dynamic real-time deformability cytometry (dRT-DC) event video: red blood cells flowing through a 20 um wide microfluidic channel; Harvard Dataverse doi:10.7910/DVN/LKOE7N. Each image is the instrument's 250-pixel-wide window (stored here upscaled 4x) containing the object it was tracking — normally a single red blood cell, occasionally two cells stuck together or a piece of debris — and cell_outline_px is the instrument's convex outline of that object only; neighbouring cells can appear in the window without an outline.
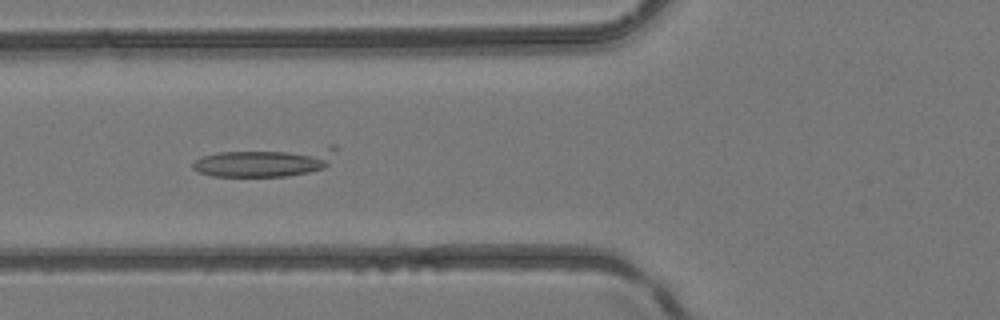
{"species": "common noctule bat (a hibernating species)", "species_latin": "Nyctalus noctula", "temperature_condition": "room temperature", "stored_images_in_passage": 51, "camera_frame_rate_fps": 3000, "um_per_image_px": 0.085, "animal": {"sex": "female", "body_mass_g": 24.6, "forearm_length_mm": 56.2}, "frame": {"image": 1, "passage_image": 20, "time_ms": 6.333, "image_size_px": [1000, 320], "cell_outline_px": [[336, 148], [328, 164], [324, 168], [308, 172], [284, 176], [212, 176], [200, 172], [192, 168], [192, 164], [200, 156], [216, 152], [328, 144], [336, 144]], "centroid_in_image_um": [22.61, 13.71], "position_along_channel_um": 103.2, "area_um2": 24.97}}
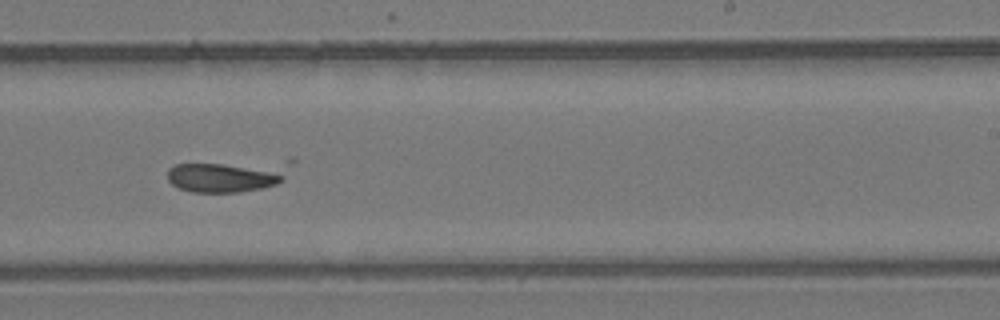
{"frame": {"image": 2, "passage_image": 32, "time_ms": 10.333, "image_size_px": [1000, 320], "cell_outline_px": [[284, 180], [276, 184], [260, 188], [240, 192], [192, 192], [180, 188], [172, 184], [168, 180], [168, 168], [176, 164], [220, 164], [284, 172]], "centroid_in_image_um": [18.81, 15.12], "position_along_channel_um": 270.2, "area_um2": 19.13}}
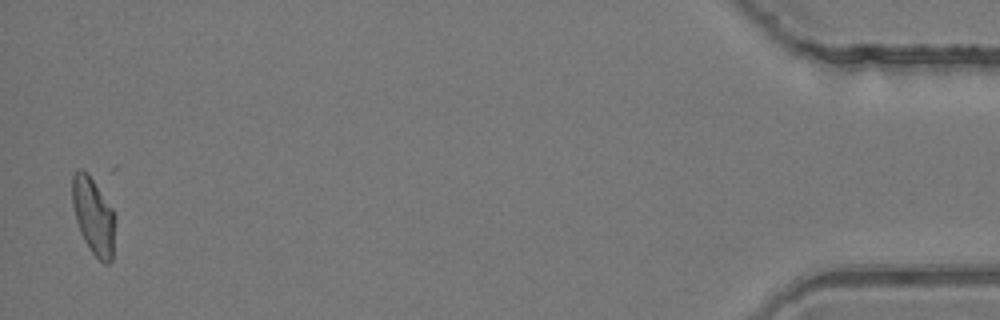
{"frame": {"image": 3, "passage_image": 50, "time_ms": 16.333, "image_size_px": [1000, 320], "cell_outline_px": [[116, 216], [112, 260], [108, 264], [104, 264], [92, 252], [84, 240], [80, 232], [76, 220], [72, 204], [72, 176], [80, 168], [88, 172], [112, 208]], "centroid_in_image_um": [7.95, 18.36], "position_along_channel_um": 427.2, "area_um2": 19.31}}